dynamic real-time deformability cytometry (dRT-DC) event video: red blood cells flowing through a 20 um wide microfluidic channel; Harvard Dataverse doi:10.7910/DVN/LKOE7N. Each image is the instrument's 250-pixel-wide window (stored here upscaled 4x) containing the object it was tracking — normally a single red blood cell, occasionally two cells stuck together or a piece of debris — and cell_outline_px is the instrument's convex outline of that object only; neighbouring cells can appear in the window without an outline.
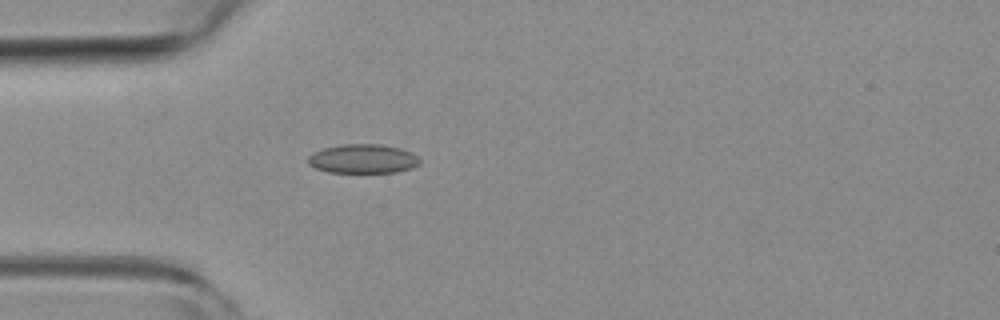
{"species": "common noctule bat (a hibernating species)", "species_latin": "Nyctalus noctula", "temperature_condition": "room temperature", "stored_images_in_passage": 3, "camera_frame_rate_fps": 3000, "um_per_image_px": 0.085, "animal": {"sex": "female", "body_mass_g": 19.3, "forearm_length_mm": 54.1}, "frame": {"image": 1, "passage_image": 3, "time_ms": 0.667, "image_size_px": [1000, 320], "cell_outline_px": [[420, 164], [412, 168], [396, 172], [328, 172], [316, 168], [308, 164], [308, 156], [312, 152], [324, 148], [340, 144], [380, 144], [400, 148], [412, 152], [420, 160]], "centroid_in_image_um": [30.84, 13.49], "position_along_channel_um": 54.2, "area_um2": 19.02}}